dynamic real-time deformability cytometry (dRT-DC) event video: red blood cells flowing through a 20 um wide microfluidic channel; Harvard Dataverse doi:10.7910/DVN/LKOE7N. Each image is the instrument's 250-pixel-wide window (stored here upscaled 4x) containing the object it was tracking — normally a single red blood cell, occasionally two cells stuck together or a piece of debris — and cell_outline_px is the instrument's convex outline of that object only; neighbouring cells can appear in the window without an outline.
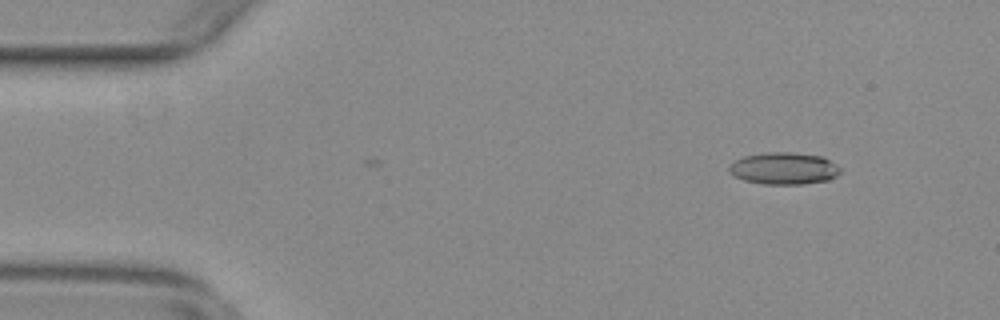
{"species": "common noctule bat (a hibernating species)", "species_latin": "Nyctalus noctula", "temperature_condition": "warm", "stored_images_in_passage": 39, "camera_frame_rate_fps": 3000, "um_per_image_px": 0.085, "animal": {"sex": "female", "body_mass_g": 29.2, "forearm_length_mm": 56.3}, "frame": {"image": 1, "passage_image": 1, "time_ms": 0.0, "image_size_px": [1000, 320], "cell_outline_px": [[840, 172], [836, 176], [828, 180], [804, 184], [764, 184], [744, 180], [728, 172], [728, 168], [736, 160], [744, 156], [768, 152], [792, 152], [820, 156], [836, 164], [840, 168]], "centroid_in_image_um": [66.63, 14.32], "position_along_channel_um": 18.4, "area_um2": 20.58}}
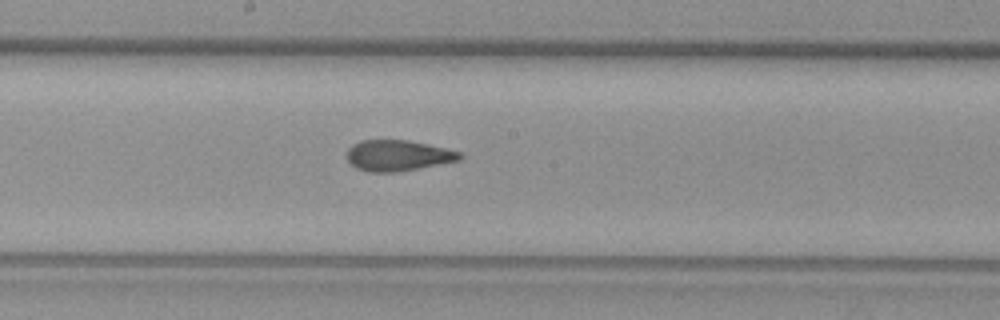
{"frame": {"image": 2, "passage_image": 24, "time_ms": 7.667, "image_size_px": [1000, 320], "cell_outline_px": [[464, 156], [460, 160], [396, 172], [368, 172], [356, 168], [348, 160], [348, 148], [352, 144], [360, 140], [408, 140], [448, 148], [460, 152]], "centroid_in_image_um": [33.83, 13.21], "position_along_channel_um": 214.4, "area_um2": 20.29}}
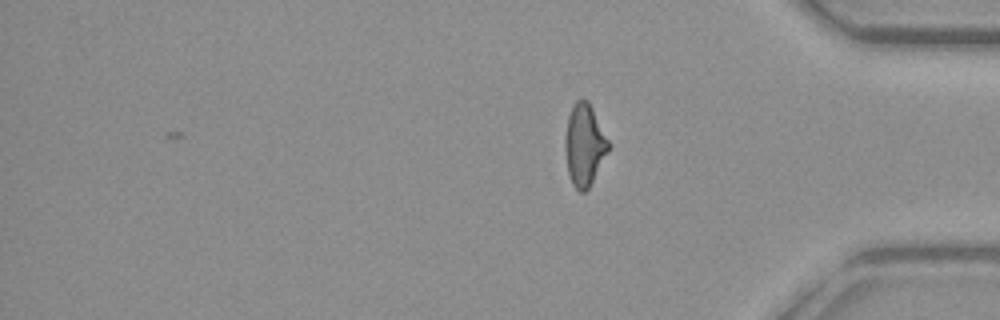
{"frame": {"image": 3, "passage_image": 39, "time_ms": 12.667, "image_size_px": [1000, 320], "cell_outline_px": [[608, 152], [588, 188], [584, 192], [580, 192], [572, 184], [568, 172], [564, 148], [564, 140], [568, 116], [572, 104], [580, 96], [584, 96], [588, 100], [608, 140]], "centroid_in_image_um": [49.64, 12.26], "position_along_channel_um": 385.6, "area_um2": 20.63}, "authors_computed_cell_mechanics": {"area_um2": 20.8658, "velocity_mm_per_s": 3.7767, "shape_relaxation_time_tau1_ms": null, "shape_relaxation_time_tau2_ms": 2.0102, "deformation_change_tau1": null, "deformation_change_tau2": 0.1004}}